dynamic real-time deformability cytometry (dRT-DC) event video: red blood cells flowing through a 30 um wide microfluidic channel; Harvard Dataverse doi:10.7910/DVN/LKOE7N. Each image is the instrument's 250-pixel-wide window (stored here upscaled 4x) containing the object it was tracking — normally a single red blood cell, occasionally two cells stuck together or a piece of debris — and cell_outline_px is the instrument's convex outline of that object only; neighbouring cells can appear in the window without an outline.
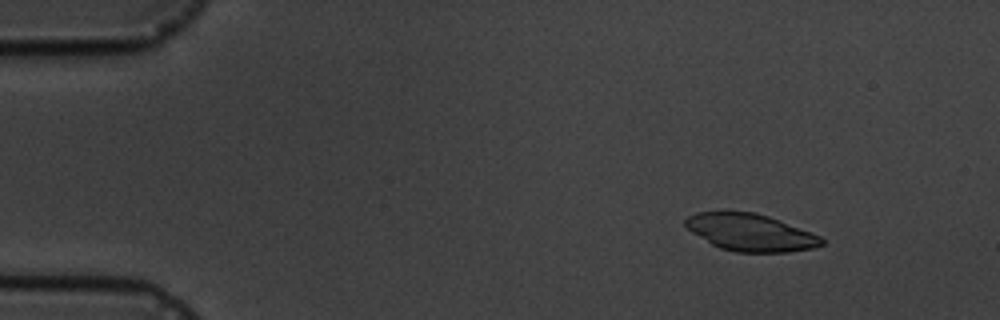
{"species": "common noctule bat (a hibernating species)", "species_latin": "Nyctalus noctula", "temperature_condition": "cold", "stored_images_in_passage": 4, "camera_frame_rate_fps": 3000, "um_per_image_px": 0.085, "animal": {"sex": "male", "body_mass_g": 19.5, "forearm_length_mm": 54.6}, "frame": {"image": 1, "passage_image": 2, "time_ms": 1.0, "image_size_px": [1000, 320], "cell_outline_px": [[824, 244], [812, 248], [788, 252], [736, 252], [720, 248], [712, 244], [692, 232], [684, 224], [684, 220], [688, 216], [696, 212], [756, 212], [768, 216], [820, 236], [824, 240]], "centroid_in_image_um": [63.78, 19.76], "position_along_channel_um": 21.2, "area_um2": 29.13}}